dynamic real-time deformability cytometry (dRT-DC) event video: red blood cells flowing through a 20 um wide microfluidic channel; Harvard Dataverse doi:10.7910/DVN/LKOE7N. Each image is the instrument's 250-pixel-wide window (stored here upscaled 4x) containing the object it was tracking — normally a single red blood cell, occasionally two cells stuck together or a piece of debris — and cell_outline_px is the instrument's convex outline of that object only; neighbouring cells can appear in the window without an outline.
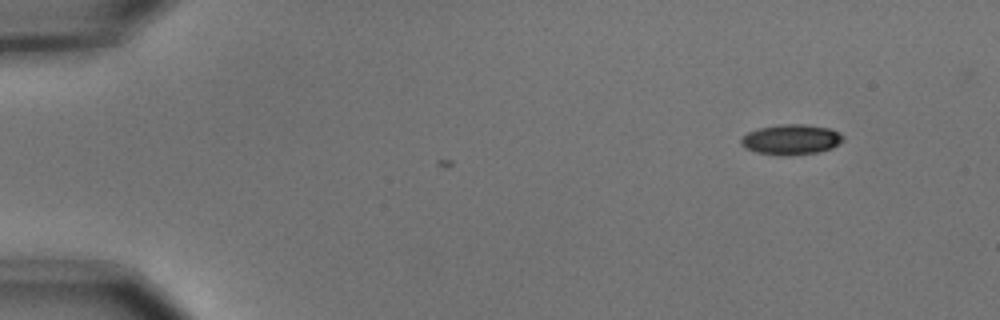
{"species": "common noctule bat (a hibernating species)", "species_latin": "Nyctalus noctula", "temperature_condition": "cold", "stored_images_in_passage": 3, "camera_frame_rate_fps": 3000, "um_per_image_px": 0.085, "animal": {"sex": "male", "body_mass_g": 15.6}, "frame": {"image": 1, "passage_image": 3, "time_ms": 0.667, "image_size_px": [1000, 320], "cell_outline_px": [[844, 140], [832, 148], [816, 152], [792, 156], [780, 156], [756, 152], [744, 148], [740, 144], [740, 140], [748, 132], [756, 128], [776, 124], [804, 124], [828, 128], [844, 136]], "centroid_in_image_um": [67.2, 11.86], "position_along_channel_um": 17.8, "area_um2": 18.21}}